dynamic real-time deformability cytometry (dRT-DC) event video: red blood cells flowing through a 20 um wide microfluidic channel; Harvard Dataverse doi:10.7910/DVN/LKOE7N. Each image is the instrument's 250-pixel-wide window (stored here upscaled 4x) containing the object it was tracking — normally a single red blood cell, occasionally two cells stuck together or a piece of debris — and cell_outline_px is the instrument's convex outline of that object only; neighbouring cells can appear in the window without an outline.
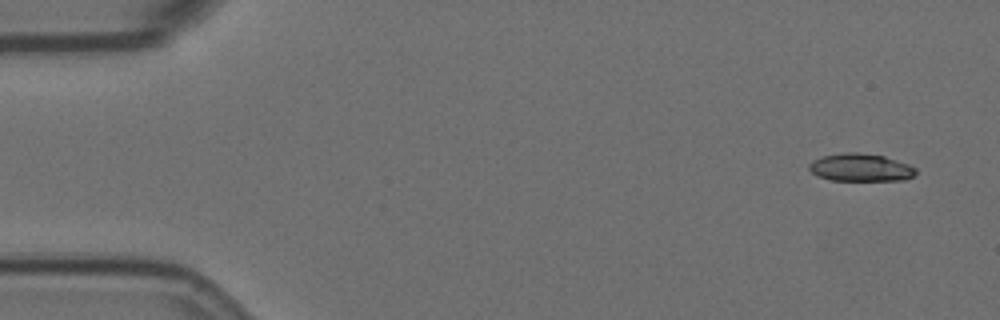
{"species": "Egyptian fruit bat (a non-hibernating species)", "species_latin": "Rousettus aegyptiacus", "temperature_condition": "room temperature", "stored_images_in_passage": 3, "camera_frame_rate_fps": 3000, "um_per_image_px": 0.085, "animal": {"sex": "female"}, "frame": {"image": 1, "passage_image": 1, "time_ms": 0.0, "image_size_px": [1000, 320], "cell_outline_px": [[916, 172], [912, 176], [904, 180], [832, 180], [820, 176], [812, 172], [808, 168], [808, 164], [812, 160], [824, 156], [844, 152], [856, 152], [884, 156], [908, 164], [916, 168]], "centroid_in_image_um": [73.14, 14.23], "position_along_channel_um": 11.9, "area_um2": 17.05}}